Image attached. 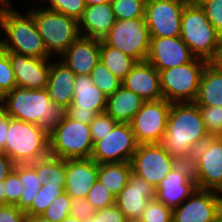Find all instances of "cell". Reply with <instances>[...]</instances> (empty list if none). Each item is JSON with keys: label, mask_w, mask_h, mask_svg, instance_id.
Here are the masks:
<instances>
[{"label": "cell", "mask_w": 222, "mask_h": 222, "mask_svg": "<svg viewBox=\"0 0 222 222\" xmlns=\"http://www.w3.org/2000/svg\"><path fill=\"white\" fill-rule=\"evenodd\" d=\"M15 73L17 86L28 89H46L51 60L35 58L6 51Z\"/></svg>", "instance_id": "20"}, {"label": "cell", "mask_w": 222, "mask_h": 222, "mask_svg": "<svg viewBox=\"0 0 222 222\" xmlns=\"http://www.w3.org/2000/svg\"><path fill=\"white\" fill-rule=\"evenodd\" d=\"M90 76L95 86L107 97L112 95L122 85V81L111 73L101 60L91 70Z\"/></svg>", "instance_id": "33"}, {"label": "cell", "mask_w": 222, "mask_h": 222, "mask_svg": "<svg viewBox=\"0 0 222 222\" xmlns=\"http://www.w3.org/2000/svg\"><path fill=\"white\" fill-rule=\"evenodd\" d=\"M39 1L41 3L47 2L45 6L47 9L65 14L76 19L77 21L82 17L83 11L86 9L84 0H42L44 2L38 0V2Z\"/></svg>", "instance_id": "35"}, {"label": "cell", "mask_w": 222, "mask_h": 222, "mask_svg": "<svg viewBox=\"0 0 222 222\" xmlns=\"http://www.w3.org/2000/svg\"><path fill=\"white\" fill-rule=\"evenodd\" d=\"M14 162L3 152H0V181H4L14 169Z\"/></svg>", "instance_id": "48"}, {"label": "cell", "mask_w": 222, "mask_h": 222, "mask_svg": "<svg viewBox=\"0 0 222 222\" xmlns=\"http://www.w3.org/2000/svg\"><path fill=\"white\" fill-rule=\"evenodd\" d=\"M214 222H222V210L217 214Z\"/></svg>", "instance_id": "55"}, {"label": "cell", "mask_w": 222, "mask_h": 222, "mask_svg": "<svg viewBox=\"0 0 222 222\" xmlns=\"http://www.w3.org/2000/svg\"><path fill=\"white\" fill-rule=\"evenodd\" d=\"M115 22L111 2L86 6L82 17L78 20L80 36L102 40Z\"/></svg>", "instance_id": "25"}, {"label": "cell", "mask_w": 222, "mask_h": 222, "mask_svg": "<svg viewBox=\"0 0 222 222\" xmlns=\"http://www.w3.org/2000/svg\"><path fill=\"white\" fill-rule=\"evenodd\" d=\"M194 103L198 107L222 106V70L213 62L204 68Z\"/></svg>", "instance_id": "27"}, {"label": "cell", "mask_w": 222, "mask_h": 222, "mask_svg": "<svg viewBox=\"0 0 222 222\" xmlns=\"http://www.w3.org/2000/svg\"><path fill=\"white\" fill-rule=\"evenodd\" d=\"M186 3L181 0H146L145 19L151 37L181 35L182 13Z\"/></svg>", "instance_id": "15"}, {"label": "cell", "mask_w": 222, "mask_h": 222, "mask_svg": "<svg viewBox=\"0 0 222 222\" xmlns=\"http://www.w3.org/2000/svg\"><path fill=\"white\" fill-rule=\"evenodd\" d=\"M30 165L35 169L42 185L51 183L66 187V159L48 155L30 163Z\"/></svg>", "instance_id": "29"}, {"label": "cell", "mask_w": 222, "mask_h": 222, "mask_svg": "<svg viewBox=\"0 0 222 222\" xmlns=\"http://www.w3.org/2000/svg\"><path fill=\"white\" fill-rule=\"evenodd\" d=\"M9 130V116L0 107V152L4 153L7 132Z\"/></svg>", "instance_id": "47"}, {"label": "cell", "mask_w": 222, "mask_h": 222, "mask_svg": "<svg viewBox=\"0 0 222 222\" xmlns=\"http://www.w3.org/2000/svg\"><path fill=\"white\" fill-rule=\"evenodd\" d=\"M210 137L222 136V106L199 107Z\"/></svg>", "instance_id": "37"}, {"label": "cell", "mask_w": 222, "mask_h": 222, "mask_svg": "<svg viewBox=\"0 0 222 222\" xmlns=\"http://www.w3.org/2000/svg\"><path fill=\"white\" fill-rule=\"evenodd\" d=\"M71 201L72 197L65 191L49 204L41 216L53 222H62L69 216Z\"/></svg>", "instance_id": "36"}, {"label": "cell", "mask_w": 222, "mask_h": 222, "mask_svg": "<svg viewBox=\"0 0 222 222\" xmlns=\"http://www.w3.org/2000/svg\"><path fill=\"white\" fill-rule=\"evenodd\" d=\"M96 209L86 198H72L69 216L85 221L95 215Z\"/></svg>", "instance_id": "44"}, {"label": "cell", "mask_w": 222, "mask_h": 222, "mask_svg": "<svg viewBox=\"0 0 222 222\" xmlns=\"http://www.w3.org/2000/svg\"><path fill=\"white\" fill-rule=\"evenodd\" d=\"M137 146L131 124L118 123L109 134L93 144L91 159L98 164L130 162Z\"/></svg>", "instance_id": "12"}, {"label": "cell", "mask_w": 222, "mask_h": 222, "mask_svg": "<svg viewBox=\"0 0 222 222\" xmlns=\"http://www.w3.org/2000/svg\"><path fill=\"white\" fill-rule=\"evenodd\" d=\"M27 222H53V221L46 219L41 215H36L32 217H27Z\"/></svg>", "instance_id": "50"}, {"label": "cell", "mask_w": 222, "mask_h": 222, "mask_svg": "<svg viewBox=\"0 0 222 222\" xmlns=\"http://www.w3.org/2000/svg\"><path fill=\"white\" fill-rule=\"evenodd\" d=\"M75 78L76 74L64 62L52 59L46 89L54 104L69 107L74 98Z\"/></svg>", "instance_id": "24"}, {"label": "cell", "mask_w": 222, "mask_h": 222, "mask_svg": "<svg viewBox=\"0 0 222 222\" xmlns=\"http://www.w3.org/2000/svg\"><path fill=\"white\" fill-rule=\"evenodd\" d=\"M146 0H111L116 20L145 17Z\"/></svg>", "instance_id": "34"}, {"label": "cell", "mask_w": 222, "mask_h": 222, "mask_svg": "<svg viewBox=\"0 0 222 222\" xmlns=\"http://www.w3.org/2000/svg\"><path fill=\"white\" fill-rule=\"evenodd\" d=\"M173 210L157 199L150 200L145 207L141 220L143 222H172Z\"/></svg>", "instance_id": "38"}, {"label": "cell", "mask_w": 222, "mask_h": 222, "mask_svg": "<svg viewBox=\"0 0 222 222\" xmlns=\"http://www.w3.org/2000/svg\"><path fill=\"white\" fill-rule=\"evenodd\" d=\"M11 1H0V47L5 51L35 58H51L47 53L33 16L20 13Z\"/></svg>", "instance_id": "3"}, {"label": "cell", "mask_w": 222, "mask_h": 222, "mask_svg": "<svg viewBox=\"0 0 222 222\" xmlns=\"http://www.w3.org/2000/svg\"><path fill=\"white\" fill-rule=\"evenodd\" d=\"M49 155L61 159L91 158L93 140L88 124L65 118L48 134Z\"/></svg>", "instance_id": "7"}, {"label": "cell", "mask_w": 222, "mask_h": 222, "mask_svg": "<svg viewBox=\"0 0 222 222\" xmlns=\"http://www.w3.org/2000/svg\"><path fill=\"white\" fill-rule=\"evenodd\" d=\"M27 9L33 16L47 53L51 57L59 55V58L80 36L76 19L47 9L44 5Z\"/></svg>", "instance_id": "6"}, {"label": "cell", "mask_w": 222, "mask_h": 222, "mask_svg": "<svg viewBox=\"0 0 222 222\" xmlns=\"http://www.w3.org/2000/svg\"><path fill=\"white\" fill-rule=\"evenodd\" d=\"M62 222H84V221L79 220L78 218L72 216H68Z\"/></svg>", "instance_id": "53"}, {"label": "cell", "mask_w": 222, "mask_h": 222, "mask_svg": "<svg viewBox=\"0 0 222 222\" xmlns=\"http://www.w3.org/2000/svg\"><path fill=\"white\" fill-rule=\"evenodd\" d=\"M181 39L191 53L208 62L218 54L222 36L216 31L199 4H186L181 20Z\"/></svg>", "instance_id": "5"}, {"label": "cell", "mask_w": 222, "mask_h": 222, "mask_svg": "<svg viewBox=\"0 0 222 222\" xmlns=\"http://www.w3.org/2000/svg\"><path fill=\"white\" fill-rule=\"evenodd\" d=\"M156 199V188L131 172L127 185L115 197V205L126 219L141 218L150 200Z\"/></svg>", "instance_id": "19"}, {"label": "cell", "mask_w": 222, "mask_h": 222, "mask_svg": "<svg viewBox=\"0 0 222 222\" xmlns=\"http://www.w3.org/2000/svg\"><path fill=\"white\" fill-rule=\"evenodd\" d=\"M122 85L145 101L163 99L159 72L147 60L137 62L122 81Z\"/></svg>", "instance_id": "22"}, {"label": "cell", "mask_w": 222, "mask_h": 222, "mask_svg": "<svg viewBox=\"0 0 222 222\" xmlns=\"http://www.w3.org/2000/svg\"><path fill=\"white\" fill-rule=\"evenodd\" d=\"M214 64H216L221 70H222V38L219 46V51L217 54L216 59L213 61Z\"/></svg>", "instance_id": "49"}, {"label": "cell", "mask_w": 222, "mask_h": 222, "mask_svg": "<svg viewBox=\"0 0 222 222\" xmlns=\"http://www.w3.org/2000/svg\"><path fill=\"white\" fill-rule=\"evenodd\" d=\"M98 180V163L91 158L66 159L65 191L72 198H86Z\"/></svg>", "instance_id": "23"}, {"label": "cell", "mask_w": 222, "mask_h": 222, "mask_svg": "<svg viewBox=\"0 0 222 222\" xmlns=\"http://www.w3.org/2000/svg\"><path fill=\"white\" fill-rule=\"evenodd\" d=\"M182 2H185L186 4H198L201 0H181Z\"/></svg>", "instance_id": "54"}, {"label": "cell", "mask_w": 222, "mask_h": 222, "mask_svg": "<svg viewBox=\"0 0 222 222\" xmlns=\"http://www.w3.org/2000/svg\"><path fill=\"white\" fill-rule=\"evenodd\" d=\"M179 161L159 143L138 144L130 161L132 172L157 188Z\"/></svg>", "instance_id": "11"}, {"label": "cell", "mask_w": 222, "mask_h": 222, "mask_svg": "<svg viewBox=\"0 0 222 222\" xmlns=\"http://www.w3.org/2000/svg\"><path fill=\"white\" fill-rule=\"evenodd\" d=\"M14 87H17L15 73L8 54L0 47V99Z\"/></svg>", "instance_id": "39"}, {"label": "cell", "mask_w": 222, "mask_h": 222, "mask_svg": "<svg viewBox=\"0 0 222 222\" xmlns=\"http://www.w3.org/2000/svg\"><path fill=\"white\" fill-rule=\"evenodd\" d=\"M118 124L110 115L104 113L98 114L89 124L93 144L109 134Z\"/></svg>", "instance_id": "41"}, {"label": "cell", "mask_w": 222, "mask_h": 222, "mask_svg": "<svg viewBox=\"0 0 222 222\" xmlns=\"http://www.w3.org/2000/svg\"><path fill=\"white\" fill-rule=\"evenodd\" d=\"M23 191L19 175L12 170L4 180L5 205H16Z\"/></svg>", "instance_id": "42"}, {"label": "cell", "mask_w": 222, "mask_h": 222, "mask_svg": "<svg viewBox=\"0 0 222 222\" xmlns=\"http://www.w3.org/2000/svg\"><path fill=\"white\" fill-rule=\"evenodd\" d=\"M64 192L65 188L62 185H53L51 183L42 185L33 203L25 211L26 216L41 215L48 208L49 204Z\"/></svg>", "instance_id": "32"}, {"label": "cell", "mask_w": 222, "mask_h": 222, "mask_svg": "<svg viewBox=\"0 0 222 222\" xmlns=\"http://www.w3.org/2000/svg\"><path fill=\"white\" fill-rule=\"evenodd\" d=\"M194 58L180 36L151 37L147 61L158 71L187 64Z\"/></svg>", "instance_id": "18"}, {"label": "cell", "mask_w": 222, "mask_h": 222, "mask_svg": "<svg viewBox=\"0 0 222 222\" xmlns=\"http://www.w3.org/2000/svg\"><path fill=\"white\" fill-rule=\"evenodd\" d=\"M207 63L195 57L187 64L158 71L163 98L171 103L194 102Z\"/></svg>", "instance_id": "8"}, {"label": "cell", "mask_w": 222, "mask_h": 222, "mask_svg": "<svg viewBox=\"0 0 222 222\" xmlns=\"http://www.w3.org/2000/svg\"><path fill=\"white\" fill-rule=\"evenodd\" d=\"M145 100L123 85L107 97L105 113L118 123H131Z\"/></svg>", "instance_id": "26"}, {"label": "cell", "mask_w": 222, "mask_h": 222, "mask_svg": "<svg viewBox=\"0 0 222 222\" xmlns=\"http://www.w3.org/2000/svg\"><path fill=\"white\" fill-rule=\"evenodd\" d=\"M23 184V191L16 206L26 211L33 203L34 198L42 187L35 169L30 164H17L13 169Z\"/></svg>", "instance_id": "31"}, {"label": "cell", "mask_w": 222, "mask_h": 222, "mask_svg": "<svg viewBox=\"0 0 222 222\" xmlns=\"http://www.w3.org/2000/svg\"><path fill=\"white\" fill-rule=\"evenodd\" d=\"M100 39L79 36L60 56L75 74L88 75L100 61Z\"/></svg>", "instance_id": "21"}, {"label": "cell", "mask_w": 222, "mask_h": 222, "mask_svg": "<svg viewBox=\"0 0 222 222\" xmlns=\"http://www.w3.org/2000/svg\"><path fill=\"white\" fill-rule=\"evenodd\" d=\"M125 222H143L141 218H130L126 219Z\"/></svg>", "instance_id": "56"}, {"label": "cell", "mask_w": 222, "mask_h": 222, "mask_svg": "<svg viewBox=\"0 0 222 222\" xmlns=\"http://www.w3.org/2000/svg\"><path fill=\"white\" fill-rule=\"evenodd\" d=\"M131 172L130 162L98 164V180L114 197L127 185Z\"/></svg>", "instance_id": "28"}, {"label": "cell", "mask_w": 222, "mask_h": 222, "mask_svg": "<svg viewBox=\"0 0 222 222\" xmlns=\"http://www.w3.org/2000/svg\"><path fill=\"white\" fill-rule=\"evenodd\" d=\"M86 199L96 210L115 204V197L99 180L93 184Z\"/></svg>", "instance_id": "40"}, {"label": "cell", "mask_w": 222, "mask_h": 222, "mask_svg": "<svg viewBox=\"0 0 222 222\" xmlns=\"http://www.w3.org/2000/svg\"><path fill=\"white\" fill-rule=\"evenodd\" d=\"M73 95L66 112L71 119L89 125L98 114L105 112L107 96L95 86L90 74L76 76Z\"/></svg>", "instance_id": "14"}, {"label": "cell", "mask_w": 222, "mask_h": 222, "mask_svg": "<svg viewBox=\"0 0 222 222\" xmlns=\"http://www.w3.org/2000/svg\"><path fill=\"white\" fill-rule=\"evenodd\" d=\"M5 205L4 181H0V206Z\"/></svg>", "instance_id": "51"}, {"label": "cell", "mask_w": 222, "mask_h": 222, "mask_svg": "<svg viewBox=\"0 0 222 222\" xmlns=\"http://www.w3.org/2000/svg\"><path fill=\"white\" fill-rule=\"evenodd\" d=\"M171 104L164 98L143 103L130 123L138 144L160 143L166 132Z\"/></svg>", "instance_id": "13"}, {"label": "cell", "mask_w": 222, "mask_h": 222, "mask_svg": "<svg viewBox=\"0 0 222 222\" xmlns=\"http://www.w3.org/2000/svg\"><path fill=\"white\" fill-rule=\"evenodd\" d=\"M209 137L194 102L172 103L166 132L159 144L179 162H191L195 149Z\"/></svg>", "instance_id": "1"}, {"label": "cell", "mask_w": 222, "mask_h": 222, "mask_svg": "<svg viewBox=\"0 0 222 222\" xmlns=\"http://www.w3.org/2000/svg\"><path fill=\"white\" fill-rule=\"evenodd\" d=\"M4 146L15 165L30 164L49 155L48 133L39 125L9 117Z\"/></svg>", "instance_id": "4"}, {"label": "cell", "mask_w": 222, "mask_h": 222, "mask_svg": "<svg viewBox=\"0 0 222 222\" xmlns=\"http://www.w3.org/2000/svg\"><path fill=\"white\" fill-rule=\"evenodd\" d=\"M222 210V193L196 188L191 196L173 209L172 222H214Z\"/></svg>", "instance_id": "17"}, {"label": "cell", "mask_w": 222, "mask_h": 222, "mask_svg": "<svg viewBox=\"0 0 222 222\" xmlns=\"http://www.w3.org/2000/svg\"><path fill=\"white\" fill-rule=\"evenodd\" d=\"M84 1H85L86 6L111 2V0H84Z\"/></svg>", "instance_id": "52"}, {"label": "cell", "mask_w": 222, "mask_h": 222, "mask_svg": "<svg viewBox=\"0 0 222 222\" xmlns=\"http://www.w3.org/2000/svg\"><path fill=\"white\" fill-rule=\"evenodd\" d=\"M102 41L137 62L146 61L150 49V31L144 18L116 20Z\"/></svg>", "instance_id": "9"}, {"label": "cell", "mask_w": 222, "mask_h": 222, "mask_svg": "<svg viewBox=\"0 0 222 222\" xmlns=\"http://www.w3.org/2000/svg\"><path fill=\"white\" fill-rule=\"evenodd\" d=\"M10 117L41 126L48 134L65 118L67 108L54 104L47 89L14 87L0 99Z\"/></svg>", "instance_id": "2"}, {"label": "cell", "mask_w": 222, "mask_h": 222, "mask_svg": "<svg viewBox=\"0 0 222 222\" xmlns=\"http://www.w3.org/2000/svg\"><path fill=\"white\" fill-rule=\"evenodd\" d=\"M198 4L213 27L222 36V0H201Z\"/></svg>", "instance_id": "43"}, {"label": "cell", "mask_w": 222, "mask_h": 222, "mask_svg": "<svg viewBox=\"0 0 222 222\" xmlns=\"http://www.w3.org/2000/svg\"><path fill=\"white\" fill-rule=\"evenodd\" d=\"M100 60L119 80L123 81L137 61L100 41Z\"/></svg>", "instance_id": "30"}, {"label": "cell", "mask_w": 222, "mask_h": 222, "mask_svg": "<svg viewBox=\"0 0 222 222\" xmlns=\"http://www.w3.org/2000/svg\"><path fill=\"white\" fill-rule=\"evenodd\" d=\"M191 165L197 188L222 193V136L209 137L198 146Z\"/></svg>", "instance_id": "10"}, {"label": "cell", "mask_w": 222, "mask_h": 222, "mask_svg": "<svg viewBox=\"0 0 222 222\" xmlns=\"http://www.w3.org/2000/svg\"><path fill=\"white\" fill-rule=\"evenodd\" d=\"M126 218L119 208L113 204L96 210L95 215L84 222H125Z\"/></svg>", "instance_id": "45"}, {"label": "cell", "mask_w": 222, "mask_h": 222, "mask_svg": "<svg viewBox=\"0 0 222 222\" xmlns=\"http://www.w3.org/2000/svg\"><path fill=\"white\" fill-rule=\"evenodd\" d=\"M0 222H27L25 211L16 205L0 206Z\"/></svg>", "instance_id": "46"}, {"label": "cell", "mask_w": 222, "mask_h": 222, "mask_svg": "<svg viewBox=\"0 0 222 222\" xmlns=\"http://www.w3.org/2000/svg\"><path fill=\"white\" fill-rule=\"evenodd\" d=\"M191 162H178L156 188V199L172 210L196 190Z\"/></svg>", "instance_id": "16"}]
</instances>
